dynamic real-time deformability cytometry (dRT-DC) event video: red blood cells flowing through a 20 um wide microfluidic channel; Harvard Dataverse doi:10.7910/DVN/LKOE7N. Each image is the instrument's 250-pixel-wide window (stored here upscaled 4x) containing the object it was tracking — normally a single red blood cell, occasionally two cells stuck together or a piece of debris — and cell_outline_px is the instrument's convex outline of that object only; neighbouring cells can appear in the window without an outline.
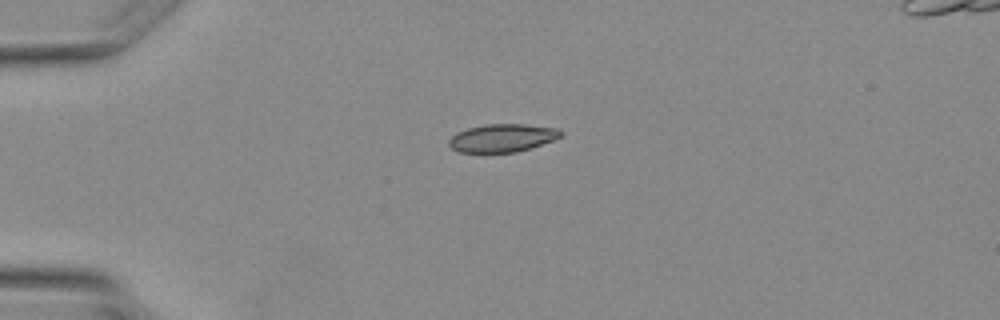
{"species": "Egyptian fruit bat (a non-hibernating species)", "species_latin": "Rousettus aegyptiacus", "temperature_condition": "warm", "stored_images_in_passage": 1, "camera_frame_rate_fps": 3000, "um_per_image_px": 0.085, "animal": {"sex": "female"}, "frame": {"image": 1, "passage_image": 1, "time_ms": 0.0, "image_size_px": [1000, 320], "cell_outline_px": [[564, 132], [560, 136], [552, 140], [516, 152], [460, 152], [452, 148], [448, 144], [448, 140], [456, 132], [468, 128], [484, 124], [524, 124], [556, 128]], "centroid_in_image_um": [42.65, 11.71], "position_along_channel_um": 42.3, "area_um2": 18.03}}